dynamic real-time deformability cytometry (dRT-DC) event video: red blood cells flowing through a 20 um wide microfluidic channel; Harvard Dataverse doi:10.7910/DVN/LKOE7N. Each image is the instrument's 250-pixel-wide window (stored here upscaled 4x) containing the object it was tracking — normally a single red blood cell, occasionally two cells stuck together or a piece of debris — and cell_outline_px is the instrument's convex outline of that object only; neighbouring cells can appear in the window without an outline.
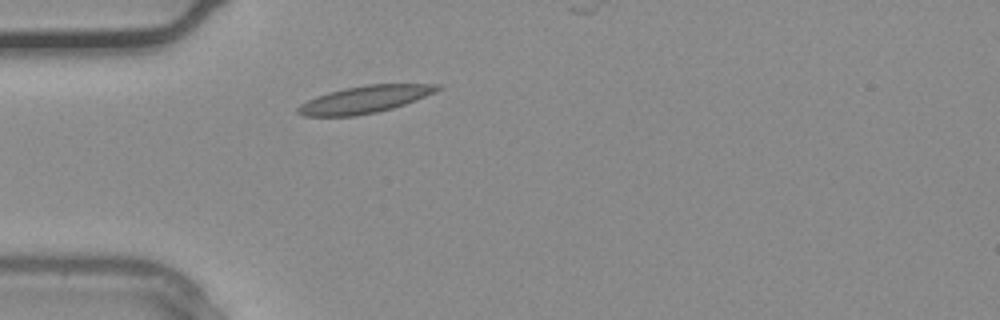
{"species": "common noctule bat (a hibernating species)", "species_latin": "Nyctalus noctula", "temperature_condition": "warm", "stored_images_in_passage": 21, "camera_frame_rate_fps": 3000, "um_per_image_px": 0.085, "animal": {"sex": "male", "body_mass_g": 20.4}, "frame": {"image": 1, "passage_image": 1, "time_ms": 0.0, "image_size_px": [1000, 320], "cell_outline_px": [[444, 88], [436, 92], [416, 100], [392, 108], [376, 112], [356, 116], [304, 116], [296, 112], [296, 108], [300, 104], [316, 96], [328, 92], [344, 88], [368, 84], [440, 84]], "centroid_in_image_um": [31.01, 8.44], "position_along_channel_um": 54.0, "area_um2": 22.2}}
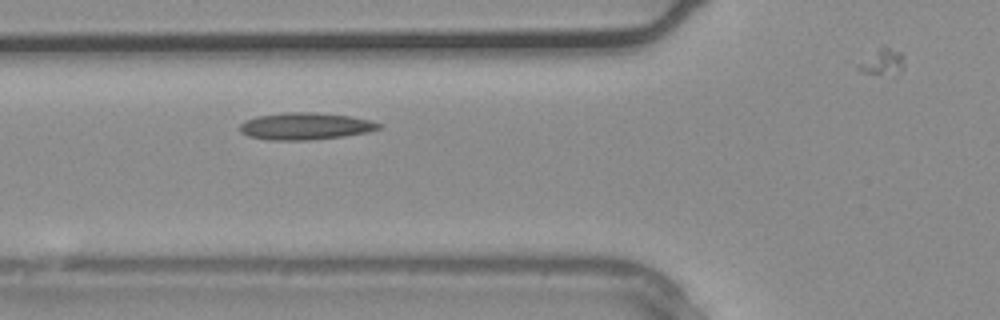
{"frame": {"image": 2, "passage_image": 4, "time_ms": 1.0, "image_size_px": [1000, 320], "cell_outline_px": [[380, 128], [368, 132], [344, 136], [308, 140], [272, 140], [248, 136], [240, 132], [240, 124], [248, 120], [260, 116], [288, 112], [312, 112], [348, 116], [368, 120], [380, 124]], "centroid_in_image_um": [25.94, 10.73], "position_along_channel_um": 99.9, "area_um2": 21.44}}